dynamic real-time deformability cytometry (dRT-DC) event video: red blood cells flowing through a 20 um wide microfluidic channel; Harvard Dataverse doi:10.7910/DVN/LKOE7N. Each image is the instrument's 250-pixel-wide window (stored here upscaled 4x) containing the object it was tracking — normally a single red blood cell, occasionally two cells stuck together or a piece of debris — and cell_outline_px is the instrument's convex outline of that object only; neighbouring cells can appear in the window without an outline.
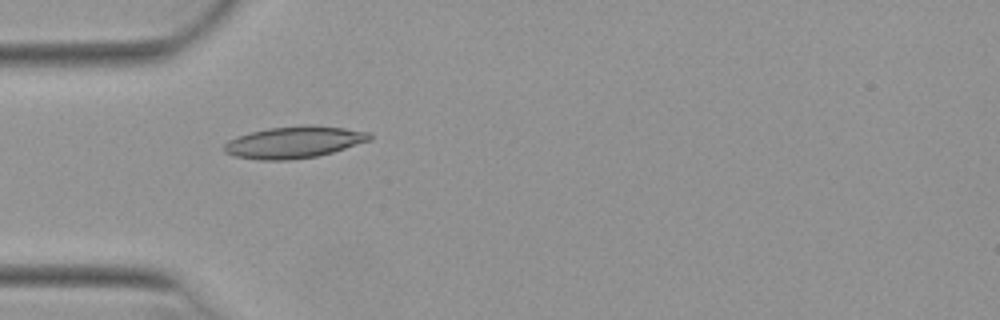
{"species": "Egyptian fruit bat (a non-hibernating species)", "species_latin": "Rousettus aegyptiacus", "temperature_condition": "warm", "stored_images_in_passage": 39, "camera_frame_rate_fps": 3000, "um_per_image_px": 0.085, "animal": {"sex": "female"}, "frame": {"image": 1, "passage_image": 3, "time_ms": 0.667, "image_size_px": [1000, 320], "cell_outline_px": [[372, 140], [332, 152], [316, 156], [288, 160], [260, 160], [232, 156], [224, 152], [224, 144], [228, 140], [236, 136], [268, 128], [304, 124], [308, 124], [344, 128], [372, 132]], "centroid_in_image_um": [25.0, 12.08], "position_along_channel_um": 60.0, "area_um2": 27.17}}
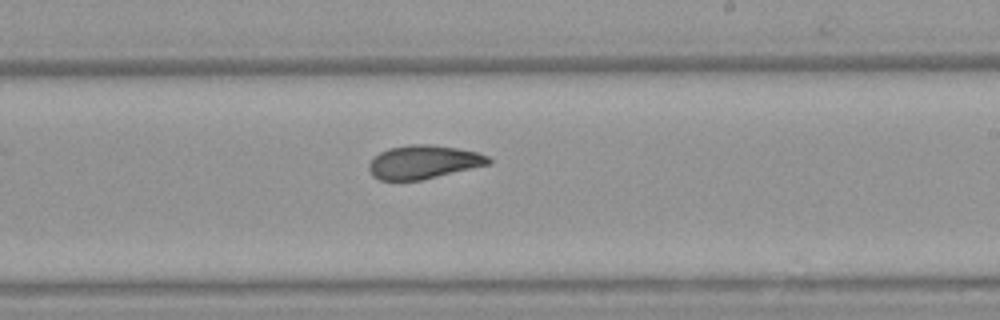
{"frame": {"image": 2, "passage_image": 18, "time_ms": 5.667, "image_size_px": [1000, 320], "cell_outline_px": [[492, 164], [420, 180], [380, 180], [372, 176], [368, 168], [368, 164], [380, 152], [388, 148], [412, 144], [428, 144], [456, 148], [476, 152], [488, 156], [492, 160]], "centroid_in_image_um": [36.0, 13.77], "position_along_channel_um": 253.0, "area_um2": 23.29}}
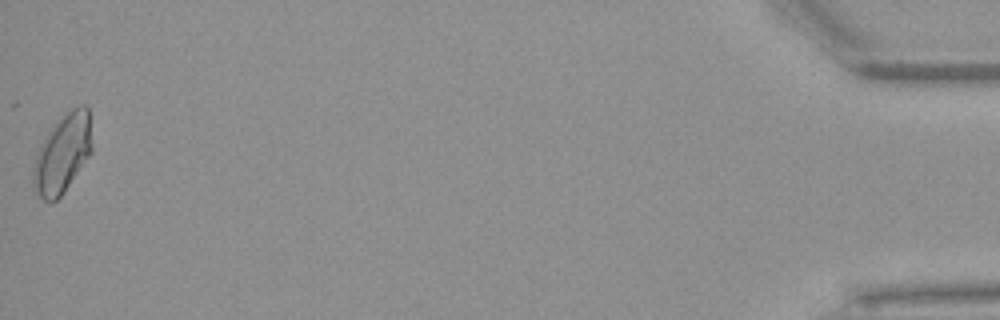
{"frame": {"image": 3, "passage_image": 39, "time_ms": 12.667, "image_size_px": [1000, 320], "cell_outline_px": [[92, 152], [64, 192], [56, 200], [44, 200], [36, 196], [32, 180], [32, 168], [40, 144], [48, 132], [64, 112], [80, 104], [84, 104], [88, 108], [92, 144]], "centroid_in_image_um": [5.3, 13.05], "position_along_channel_um": 429.9, "area_um2": 27.05}, "authors_computed_cell_mechanics": {"area_um2": 23.9292, "velocity_mm_per_s": 3.9223, "shape_relaxation_time_tau1_ms": 8.4446, "shape_relaxation_time_tau2_ms": 2.055, "deformation_change_tau1": 0.2004, "deformation_change_tau2": 0.0736}}